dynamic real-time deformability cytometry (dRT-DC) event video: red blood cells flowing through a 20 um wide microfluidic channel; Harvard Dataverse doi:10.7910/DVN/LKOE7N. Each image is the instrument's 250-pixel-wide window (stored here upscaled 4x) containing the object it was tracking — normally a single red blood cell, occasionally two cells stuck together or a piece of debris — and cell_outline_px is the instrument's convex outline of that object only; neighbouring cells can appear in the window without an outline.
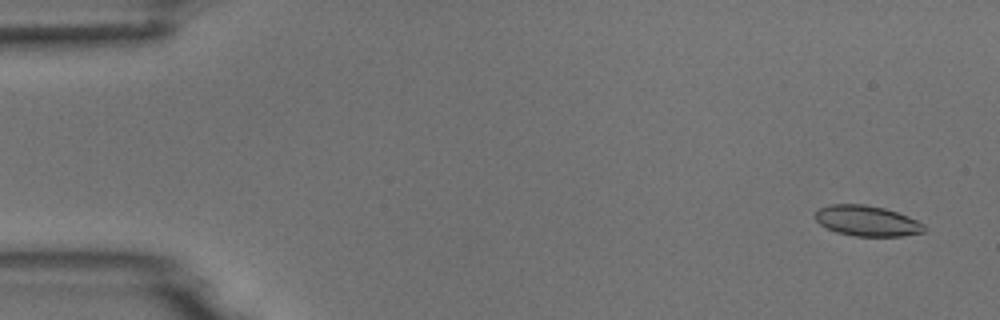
{"species": "common noctule bat (a hibernating species)", "species_latin": "Nyctalus noctula", "temperature_condition": "room temperature", "stored_images_in_passage": 4, "camera_frame_rate_fps": 3000, "um_per_image_px": 0.085, "animal": {"sex": "male", "body_mass_g": 18.8}, "frame": {"image": 1, "passage_image": 1, "time_ms": 0.0, "image_size_px": [1000, 320], "cell_outline_px": [[928, 228], [924, 232], [904, 236], [856, 236], [836, 232], [820, 224], [816, 220], [816, 212], [820, 208], [832, 204], [864, 204], [884, 208], [908, 216], [924, 224]], "centroid_in_image_um": [73.74, 18.78], "position_along_channel_um": 11.3, "area_um2": 19.31}}
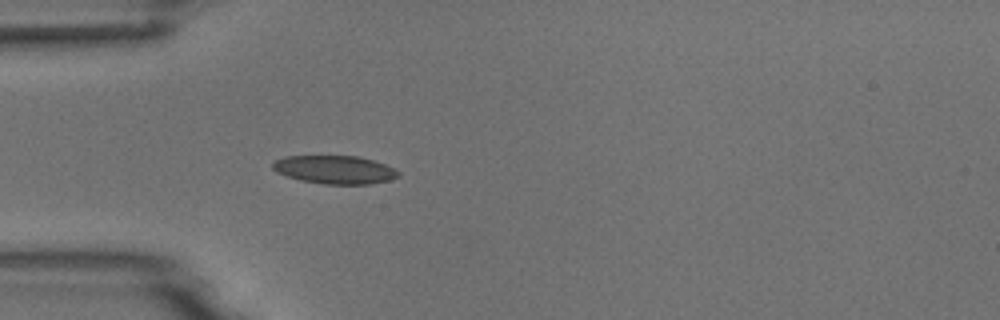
{"frame": {"image": 2, "passage_image": 4, "time_ms": 4.333, "image_size_px": [1000, 320], "cell_outline_px": [[400, 176], [392, 180], [372, 184], [324, 184], [300, 180], [276, 172], [272, 168], [272, 164], [276, 160], [284, 156], [356, 156], [372, 160], [384, 164], [400, 172]], "centroid_in_image_um": [28.47, 14.43], "position_along_channel_um": 56.5, "area_um2": 20.69}}